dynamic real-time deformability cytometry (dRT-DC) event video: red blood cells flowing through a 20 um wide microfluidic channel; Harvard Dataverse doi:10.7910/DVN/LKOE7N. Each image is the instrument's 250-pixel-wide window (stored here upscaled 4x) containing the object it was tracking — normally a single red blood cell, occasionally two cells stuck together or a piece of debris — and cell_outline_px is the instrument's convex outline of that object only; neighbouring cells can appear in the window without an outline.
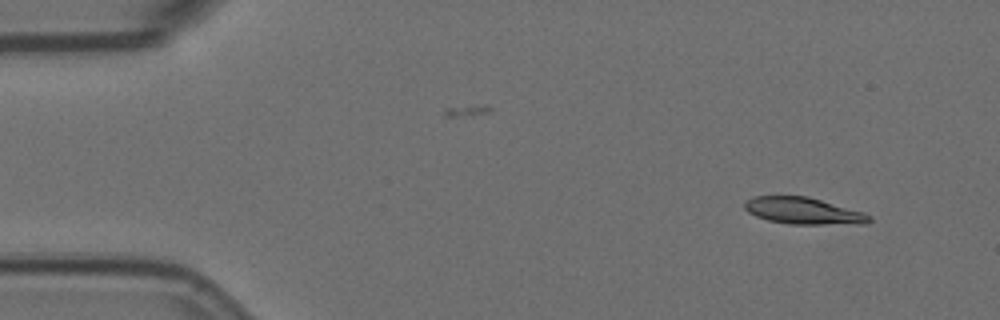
{"species": "Egyptian fruit bat (a non-hibernating species)", "species_latin": "Rousettus aegyptiacus", "temperature_condition": "room temperature", "stored_images_in_passage": 4, "camera_frame_rate_fps": 3000, "um_per_image_px": 0.085, "animal": {"sex": "female"}, "frame": {"image": 1, "passage_image": 1, "time_ms": 0.0, "image_size_px": [1000, 320], "cell_outline_px": [[872, 220], [868, 224], [788, 224], [768, 220], [756, 216], [748, 212], [744, 208], [744, 204], [752, 196], [808, 196], [864, 212], [872, 216]], "centroid_in_image_um": [68.33, 17.93], "position_along_channel_um": 16.7, "area_um2": 19.54}}
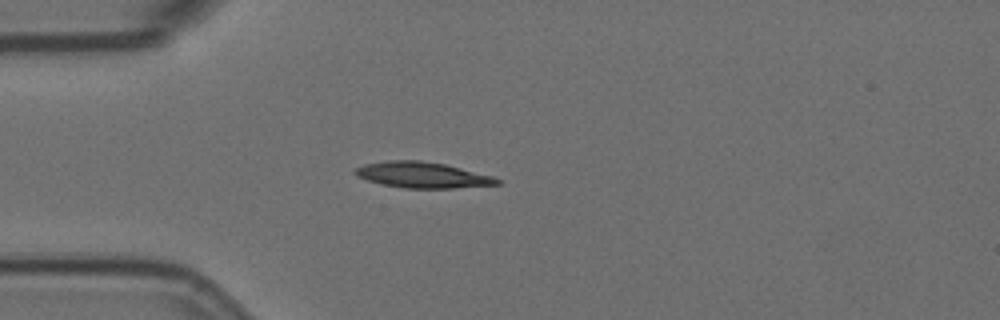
{"frame": {"image": 2, "passage_image": 4, "time_ms": 1.0, "image_size_px": [1000, 320], "cell_outline_px": [[500, 184], [452, 188], [404, 188], [384, 184], [368, 180], [356, 176], [352, 172], [356, 168], [364, 164], [388, 160], [420, 160], [444, 164], [492, 176], [500, 180]], "centroid_in_image_um": [35.87, 14.87], "position_along_channel_um": 49.1, "area_um2": 21.15}}